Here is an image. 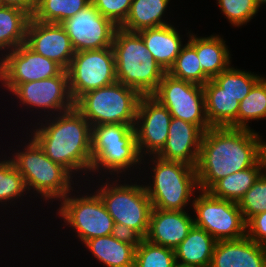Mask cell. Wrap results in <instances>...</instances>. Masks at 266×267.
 I'll list each match as a JSON object with an SVG mask.
<instances>
[{
    "label": "cell",
    "instance_id": "cell-3",
    "mask_svg": "<svg viewBox=\"0 0 266 267\" xmlns=\"http://www.w3.org/2000/svg\"><path fill=\"white\" fill-rule=\"evenodd\" d=\"M112 49L117 81L135 89L141 96L152 95L166 72L148 52L141 36L118 27Z\"/></svg>",
    "mask_w": 266,
    "mask_h": 267
},
{
    "label": "cell",
    "instance_id": "cell-18",
    "mask_svg": "<svg viewBox=\"0 0 266 267\" xmlns=\"http://www.w3.org/2000/svg\"><path fill=\"white\" fill-rule=\"evenodd\" d=\"M203 133L195 124L172 118L166 144L156 156L196 167Z\"/></svg>",
    "mask_w": 266,
    "mask_h": 267
},
{
    "label": "cell",
    "instance_id": "cell-25",
    "mask_svg": "<svg viewBox=\"0 0 266 267\" xmlns=\"http://www.w3.org/2000/svg\"><path fill=\"white\" fill-rule=\"evenodd\" d=\"M84 245L105 267H134L135 247L112 235L87 240Z\"/></svg>",
    "mask_w": 266,
    "mask_h": 267
},
{
    "label": "cell",
    "instance_id": "cell-5",
    "mask_svg": "<svg viewBox=\"0 0 266 267\" xmlns=\"http://www.w3.org/2000/svg\"><path fill=\"white\" fill-rule=\"evenodd\" d=\"M24 147L23 151H15L11 160L23 176L28 192L32 189L43 201L50 202L55 198L60 201L73 192V176L66 168L47 157L32 137Z\"/></svg>",
    "mask_w": 266,
    "mask_h": 267
},
{
    "label": "cell",
    "instance_id": "cell-34",
    "mask_svg": "<svg viewBox=\"0 0 266 267\" xmlns=\"http://www.w3.org/2000/svg\"><path fill=\"white\" fill-rule=\"evenodd\" d=\"M9 158L0 161V203L6 205L5 202L10 201L11 204L13 199L18 200L19 197L24 196V192L27 191L26 195L28 193L23 176Z\"/></svg>",
    "mask_w": 266,
    "mask_h": 267
},
{
    "label": "cell",
    "instance_id": "cell-11",
    "mask_svg": "<svg viewBox=\"0 0 266 267\" xmlns=\"http://www.w3.org/2000/svg\"><path fill=\"white\" fill-rule=\"evenodd\" d=\"M165 106L172 118L197 125L203 132L211 128L205 113L203 86L164 74L151 95Z\"/></svg>",
    "mask_w": 266,
    "mask_h": 267
},
{
    "label": "cell",
    "instance_id": "cell-33",
    "mask_svg": "<svg viewBox=\"0 0 266 267\" xmlns=\"http://www.w3.org/2000/svg\"><path fill=\"white\" fill-rule=\"evenodd\" d=\"M134 267H178L173 249L143 239L135 249Z\"/></svg>",
    "mask_w": 266,
    "mask_h": 267
},
{
    "label": "cell",
    "instance_id": "cell-24",
    "mask_svg": "<svg viewBox=\"0 0 266 267\" xmlns=\"http://www.w3.org/2000/svg\"><path fill=\"white\" fill-rule=\"evenodd\" d=\"M188 33L187 42L196 50L199 65L210 79L231 66V54L221 36L197 37L194 33Z\"/></svg>",
    "mask_w": 266,
    "mask_h": 267
},
{
    "label": "cell",
    "instance_id": "cell-43",
    "mask_svg": "<svg viewBox=\"0 0 266 267\" xmlns=\"http://www.w3.org/2000/svg\"><path fill=\"white\" fill-rule=\"evenodd\" d=\"M257 1L260 4V6H262L263 4H266V0H257Z\"/></svg>",
    "mask_w": 266,
    "mask_h": 267
},
{
    "label": "cell",
    "instance_id": "cell-7",
    "mask_svg": "<svg viewBox=\"0 0 266 267\" xmlns=\"http://www.w3.org/2000/svg\"><path fill=\"white\" fill-rule=\"evenodd\" d=\"M141 95L116 81L110 85L83 94L75 108L90 123L135 125L137 107Z\"/></svg>",
    "mask_w": 266,
    "mask_h": 267
},
{
    "label": "cell",
    "instance_id": "cell-20",
    "mask_svg": "<svg viewBox=\"0 0 266 267\" xmlns=\"http://www.w3.org/2000/svg\"><path fill=\"white\" fill-rule=\"evenodd\" d=\"M210 267H266V246L247 235L235 240L217 241Z\"/></svg>",
    "mask_w": 266,
    "mask_h": 267
},
{
    "label": "cell",
    "instance_id": "cell-29",
    "mask_svg": "<svg viewBox=\"0 0 266 267\" xmlns=\"http://www.w3.org/2000/svg\"><path fill=\"white\" fill-rule=\"evenodd\" d=\"M91 4V0H37L31 18L43 23L61 24Z\"/></svg>",
    "mask_w": 266,
    "mask_h": 267
},
{
    "label": "cell",
    "instance_id": "cell-4",
    "mask_svg": "<svg viewBox=\"0 0 266 267\" xmlns=\"http://www.w3.org/2000/svg\"><path fill=\"white\" fill-rule=\"evenodd\" d=\"M139 154L134 125L100 124L92 126L91 172L104 170L116 175L143 164ZM102 168V170H101ZM129 168V169H128ZM97 170V171H96ZM101 171V172H100ZM116 173V174H115Z\"/></svg>",
    "mask_w": 266,
    "mask_h": 267
},
{
    "label": "cell",
    "instance_id": "cell-14",
    "mask_svg": "<svg viewBox=\"0 0 266 267\" xmlns=\"http://www.w3.org/2000/svg\"><path fill=\"white\" fill-rule=\"evenodd\" d=\"M61 25L75 52L111 47L118 28L110 19L103 17L92 3Z\"/></svg>",
    "mask_w": 266,
    "mask_h": 267
},
{
    "label": "cell",
    "instance_id": "cell-23",
    "mask_svg": "<svg viewBox=\"0 0 266 267\" xmlns=\"http://www.w3.org/2000/svg\"><path fill=\"white\" fill-rule=\"evenodd\" d=\"M216 242L205 229L194 225L174 249L177 266L210 267Z\"/></svg>",
    "mask_w": 266,
    "mask_h": 267
},
{
    "label": "cell",
    "instance_id": "cell-16",
    "mask_svg": "<svg viewBox=\"0 0 266 267\" xmlns=\"http://www.w3.org/2000/svg\"><path fill=\"white\" fill-rule=\"evenodd\" d=\"M12 94L22 105L43 109L44 112L47 110L49 115H55L54 112L63 113L75 107L69 90L67 70L52 78L21 83Z\"/></svg>",
    "mask_w": 266,
    "mask_h": 267
},
{
    "label": "cell",
    "instance_id": "cell-28",
    "mask_svg": "<svg viewBox=\"0 0 266 267\" xmlns=\"http://www.w3.org/2000/svg\"><path fill=\"white\" fill-rule=\"evenodd\" d=\"M262 174L259 160L253 167L246 168L218 180L208 192L217 198L238 203Z\"/></svg>",
    "mask_w": 266,
    "mask_h": 267
},
{
    "label": "cell",
    "instance_id": "cell-9",
    "mask_svg": "<svg viewBox=\"0 0 266 267\" xmlns=\"http://www.w3.org/2000/svg\"><path fill=\"white\" fill-rule=\"evenodd\" d=\"M193 199L195 226L205 229L216 241L235 240L246 236V221L238 203L212 196L199 190Z\"/></svg>",
    "mask_w": 266,
    "mask_h": 267
},
{
    "label": "cell",
    "instance_id": "cell-36",
    "mask_svg": "<svg viewBox=\"0 0 266 267\" xmlns=\"http://www.w3.org/2000/svg\"><path fill=\"white\" fill-rule=\"evenodd\" d=\"M238 206L246 222L254 215L266 211V177L263 174L244 194L238 202Z\"/></svg>",
    "mask_w": 266,
    "mask_h": 267
},
{
    "label": "cell",
    "instance_id": "cell-26",
    "mask_svg": "<svg viewBox=\"0 0 266 267\" xmlns=\"http://www.w3.org/2000/svg\"><path fill=\"white\" fill-rule=\"evenodd\" d=\"M169 2L170 0H132L127 18L120 28L129 32H139L168 25L162 16Z\"/></svg>",
    "mask_w": 266,
    "mask_h": 267
},
{
    "label": "cell",
    "instance_id": "cell-22",
    "mask_svg": "<svg viewBox=\"0 0 266 267\" xmlns=\"http://www.w3.org/2000/svg\"><path fill=\"white\" fill-rule=\"evenodd\" d=\"M205 113L211 127L238 128L240 102L226 93L213 79L204 86Z\"/></svg>",
    "mask_w": 266,
    "mask_h": 267
},
{
    "label": "cell",
    "instance_id": "cell-38",
    "mask_svg": "<svg viewBox=\"0 0 266 267\" xmlns=\"http://www.w3.org/2000/svg\"><path fill=\"white\" fill-rule=\"evenodd\" d=\"M246 235L254 242L266 246V211L254 215L246 222Z\"/></svg>",
    "mask_w": 266,
    "mask_h": 267
},
{
    "label": "cell",
    "instance_id": "cell-40",
    "mask_svg": "<svg viewBox=\"0 0 266 267\" xmlns=\"http://www.w3.org/2000/svg\"><path fill=\"white\" fill-rule=\"evenodd\" d=\"M0 2L3 6L20 8L27 12L30 16L34 13L37 4V0H0Z\"/></svg>",
    "mask_w": 266,
    "mask_h": 267
},
{
    "label": "cell",
    "instance_id": "cell-35",
    "mask_svg": "<svg viewBox=\"0 0 266 267\" xmlns=\"http://www.w3.org/2000/svg\"><path fill=\"white\" fill-rule=\"evenodd\" d=\"M220 10L233 26L250 22L261 7L257 0H217Z\"/></svg>",
    "mask_w": 266,
    "mask_h": 267
},
{
    "label": "cell",
    "instance_id": "cell-27",
    "mask_svg": "<svg viewBox=\"0 0 266 267\" xmlns=\"http://www.w3.org/2000/svg\"><path fill=\"white\" fill-rule=\"evenodd\" d=\"M31 16L24 10L12 7H0V51L3 57L26 41L27 25Z\"/></svg>",
    "mask_w": 266,
    "mask_h": 267
},
{
    "label": "cell",
    "instance_id": "cell-17",
    "mask_svg": "<svg viewBox=\"0 0 266 267\" xmlns=\"http://www.w3.org/2000/svg\"><path fill=\"white\" fill-rule=\"evenodd\" d=\"M25 44L37 54L56 62L64 70H67L75 55L71 40L61 24L43 23L30 18Z\"/></svg>",
    "mask_w": 266,
    "mask_h": 267
},
{
    "label": "cell",
    "instance_id": "cell-41",
    "mask_svg": "<svg viewBox=\"0 0 266 267\" xmlns=\"http://www.w3.org/2000/svg\"><path fill=\"white\" fill-rule=\"evenodd\" d=\"M259 135V150H260V158H266V142L262 141V138Z\"/></svg>",
    "mask_w": 266,
    "mask_h": 267
},
{
    "label": "cell",
    "instance_id": "cell-15",
    "mask_svg": "<svg viewBox=\"0 0 266 267\" xmlns=\"http://www.w3.org/2000/svg\"><path fill=\"white\" fill-rule=\"evenodd\" d=\"M172 116L155 98L141 96L134 129L140 156L157 155L165 146ZM143 154H145L143 156Z\"/></svg>",
    "mask_w": 266,
    "mask_h": 267
},
{
    "label": "cell",
    "instance_id": "cell-6",
    "mask_svg": "<svg viewBox=\"0 0 266 267\" xmlns=\"http://www.w3.org/2000/svg\"><path fill=\"white\" fill-rule=\"evenodd\" d=\"M152 184L145 185L153 208L184 211L198 187L196 169L182 162L153 155Z\"/></svg>",
    "mask_w": 266,
    "mask_h": 267
},
{
    "label": "cell",
    "instance_id": "cell-31",
    "mask_svg": "<svg viewBox=\"0 0 266 267\" xmlns=\"http://www.w3.org/2000/svg\"><path fill=\"white\" fill-rule=\"evenodd\" d=\"M199 64L196 50L187 42L167 73L175 78L204 86L210 78Z\"/></svg>",
    "mask_w": 266,
    "mask_h": 267
},
{
    "label": "cell",
    "instance_id": "cell-10",
    "mask_svg": "<svg viewBox=\"0 0 266 267\" xmlns=\"http://www.w3.org/2000/svg\"><path fill=\"white\" fill-rule=\"evenodd\" d=\"M69 193L60 200L57 214L70 225L82 243L92 238L112 234L114 220L97 192L73 196ZM93 194V195H92Z\"/></svg>",
    "mask_w": 266,
    "mask_h": 267
},
{
    "label": "cell",
    "instance_id": "cell-19",
    "mask_svg": "<svg viewBox=\"0 0 266 267\" xmlns=\"http://www.w3.org/2000/svg\"><path fill=\"white\" fill-rule=\"evenodd\" d=\"M153 208L144 239L155 245L175 249L195 225L188 212Z\"/></svg>",
    "mask_w": 266,
    "mask_h": 267
},
{
    "label": "cell",
    "instance_id": "cell-21",
    "mask_svg": "<svg viewBox=\"0 0 266 267\" xmlns=\"http://www.w3.org/2000/svg\"><path fill=\"white\" fill-rule=\"evenodd\" d=\"M143 39L148 52L165 72L172 67L183 47L181 34L177 28L168 24L155 28H147L137 32Z\"/></svg>",
    "mask_w": 266,
    "mask_h": 267
},
{
    "label": "cell",
    "instance_id": "cell-42",
    "mask_svg": "<svg viewBox=\"0 0 266 267\" xmlns=\"http://www.w3.org/2000/svg\"><path fill=\"white\" fill-rule=\"evenodd\" d=\"M262 163V174L266 177V158H260Z\"/></svg>",
    "mask_w": 266,
    "mask_h": 267
},
{
    "label": "cell",
    "instance_id": "cell-12",
    "mask_svg": "<svg viewBox=\"0 0 266 267\" xmlns=\"http://www.w3.org/2000/svg\"><path fill=\"white\" fill-rule=\"evenodd\" d=\"M69 90L76 102L83 94L117 81L111 47L75 52L67 68Z\"/></svg>",
    "mask_w": 266,
    "mask_h": 267
},
{
    "label": "cell",
    "instance_id": "cell-32",
    "mask_svg": "<svg viewBox=\"0 0 266 267\" xmlns=\"http://www.w3.org/2000/svg\"><path fill=\"white\" fill-rule=\"evenodd\" d=\"M260 75L235 69L230 66L215 76L213 80L228 94L241 102L250 92L253 85L261 78Z\"/></svg>",
    "mask_w": 266,
    "mask_h": 267
},
{
    "label": "cell",
    "instance_id": "cell-8",
    "mask_svg": "<svg viewBox=\"0 0 266 267\" xmlns=\"http://www.w3.org/2000/svg\"><path fill=\"white\" fill-rule=\"evenodd\" d=\"M108 181L111 180L106 179L96 192L114 223L126 225L145 238L153 206L144 185H137L136 182L121 184L118 179L112 180V183Z\"/></svg>",
    "mask_w": 266,
    "mask_h": 267
},
{
    "label": "cell",
    "instance_id": "cell-30",
    "mask_svg": "<svg viewBox=\"0 0 266 267\" xmlns=\"http://www.w3.org/2000/svg\"><path fill=\"white\" fill-rule=\"evenodd\" d=\"M266 119V78L261 77L240 102L238 128L250 129L249 120Z\"/></svg>",
    "mask_w": 266,
    "mask_h": 267
},
{
    "label": "cell",
    "instance_id": "cell-37",
    "mask_svg": "<svg viewBox=\"0 0 266 267\" xmlns=\"http://www.w3.org/2000/svg\"><path fill=\"white\" fill-rule=\"evenodd\" d=\"M91 3L103 17L120 27L127 18L132 0H91Z\"/></svg>",
    "mask_w": 266,
    "mask_h": 267
},
{
    "label": "cell",
    "instance_id": "cell-2",
    "mask_svg": "<svg viewBox=\"0 0 266 267\" xmlns=\"http://www.w3.org/2000/svg\"><path fill=\"white\" fill-rule=\"evenodd\" d=\"M55 116V117H54ZM50 115L32 137L53 162L66 168L72 175L82 171L91 174L92 127L74 107L66 112Z\"/></svg>",
    "mask_w": 266,
    "mask_h": 267
},
{
    "label": "cell",
    "instance_id": "cell-1",
    "mask_svg": "<svg viewBox=\"0 0 266 267\" xmlns=\"http://www.w3.org/2000/svg\"><path fill=\"white\" fill-rule=\"evenodd\" d=\"M259 160L255 130L211 127L203 133L195 167L199 190L208 191L218 180L253 167Z\"/></svg>",
    "mask_w": 266,
    "mask_h": 267
},
{
    "label": "cell",
    "instance_id": "cell-13",
    "mask_svg": "<svg viewBox=\"0 0 266 267\" xmlns=\"http://www.w3.org/2000/svg\"><path fill=\"white\" fill-rule=\"evenodd\" d=\"M63 71L59 64L37 54L25 43L0 56V81L10 92L21 83L52 78Z\"/></svg>",
    "mask_w": 266,
    "mask_h": 267
},
{
    "label": "cell",
    "instance_id": "cell-39",
    "mask_svg": "<svg viewBox=\"0 0 266 267\" xmlns=\"http://www.w3.org/2000/svg\"><path fill=\"white\" fill-rule=\"evenodd\" d=\"M115 239L120 242L131 244L135 248L141 243L144 239L137 231L127 227L126 225L114 223L112 234Z\"/></svg>",
    "mask_w": 266,
    "mask_h": 267
}]
</instances>
